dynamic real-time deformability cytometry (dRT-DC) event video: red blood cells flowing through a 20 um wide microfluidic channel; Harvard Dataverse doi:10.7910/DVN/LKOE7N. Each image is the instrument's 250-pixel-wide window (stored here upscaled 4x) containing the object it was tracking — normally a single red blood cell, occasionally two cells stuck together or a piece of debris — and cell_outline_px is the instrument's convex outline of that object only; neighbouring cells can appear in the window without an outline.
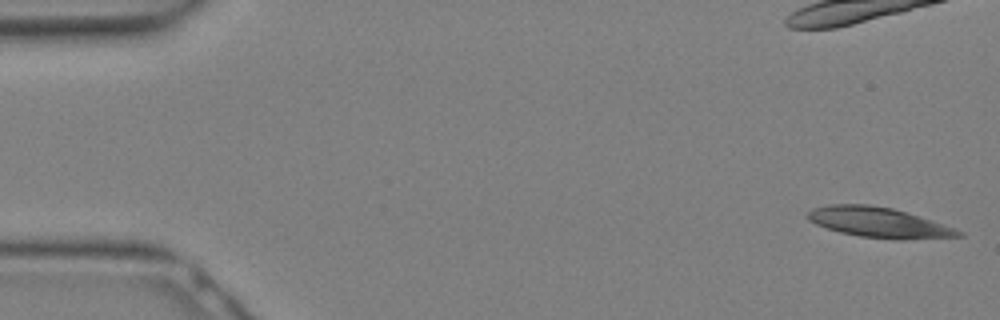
{"species": "Egyptian fruit bat (a non-hibernating species)", "species_latin": "Rousettus aegyptiacus", "temperature_condition": "warm", "stored_images_in_passage": 17, "camera_frame_rate_fps": 3000, "um_per_image_px": 0.085, "animal": {"sex": "female"}, "frame": {"image": 1, "passage_image": 1, "time_ms": 0.0, "image_size_px": [1000, 320], "cell_outline_px": [[964, 236], [900, 240], [860, 236], [840, 232], [816, 224], [808, 220], [808, 212], [812, 208], [828, 204], [868, 204], [892, 208], [964, 232]], "centroid_in_image_um": [74.63, 18.91], "position_along_channel_um": 10.4, "area_um2": 26.01}}